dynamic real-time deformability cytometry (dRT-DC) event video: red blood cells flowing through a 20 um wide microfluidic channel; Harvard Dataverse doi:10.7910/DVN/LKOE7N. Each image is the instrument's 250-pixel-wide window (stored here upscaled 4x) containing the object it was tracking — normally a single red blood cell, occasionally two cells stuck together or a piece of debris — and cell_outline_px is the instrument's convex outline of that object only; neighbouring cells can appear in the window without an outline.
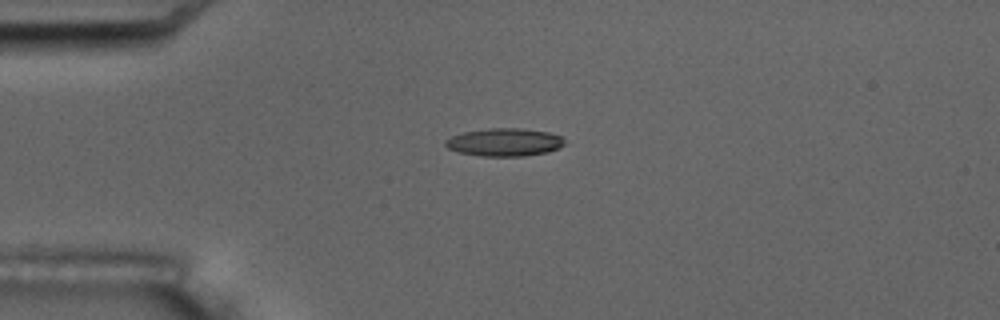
{"species": "common noctule bat (a hibernating species)", "species_latin": "Nyctalus noctula", "temperature_condition": "room temperature", "stored_images_in_passage": 5, "camera_frame_rate_fps": 3000, "um_per_image_px": 0.085, "animal": {"sex": "male", "body_mass_g": 17.5, "forearm_length_mm": 52.3}, "frame": {"image": 1, "passage_image": 4, "time_ms": 3.667, "image_size_px": [1000, 320], "cell_outline_px": [[564, 144], [560, 148], [548, 152], [524, 156], [480, 156], [460, 152], [448, 148], [444, 144], [444, 140], [452, 136], [464, 132], [488, 128], [520, 128], [548, 132], [564, 136]], "centroid_in_image_um": [42.91, 12.08], "position_along_channel_um": 42.1, "area_um2": 19.48}}